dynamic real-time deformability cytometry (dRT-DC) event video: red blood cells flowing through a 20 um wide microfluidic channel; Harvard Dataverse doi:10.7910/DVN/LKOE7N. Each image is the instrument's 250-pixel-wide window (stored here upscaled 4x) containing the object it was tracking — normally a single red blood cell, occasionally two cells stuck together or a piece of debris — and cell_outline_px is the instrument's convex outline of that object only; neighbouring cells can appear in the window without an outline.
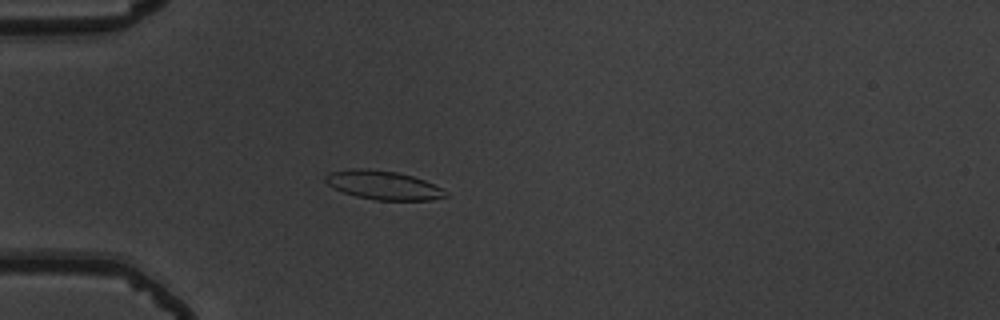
{"species": "common noctule bat (a hibernating species)", "species_latin": "Nyctalus noctula", "temperature_condition": "warm", "stored_images_in_passage": 56, "camera_frame_rate_fps": 3000, "um_per_image_px": 0.085, "animal": {"sex": "male", "body_mass_g": 19.5, "forearm_length_mm": 54.6}, "frame": {"image": 1, "passage_image": 18, "time_ms": 5.667, "image_size_px": [1000, 320], "cell_outline_px": [[448, 196], [428, 200], [376, 200], [356, 196], [344, 192], [328, 184], [324, 180], [324, 176], [328, 172], [352, 168], [360, 168], [396, 172], [412, 176], [424, 180], [448, 192]], "centroid_in_image_um": [32.55, 15.73], "position_along_channel_um": 52.4, "area_um2": 19.94}}
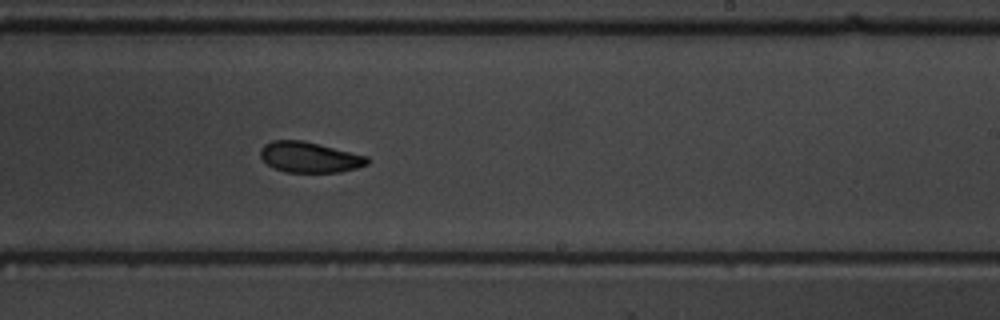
{"frame": {"image": 2, "passage_image": 36, "time_ms": 11.667, "image_size_px": [1000, 320], "cell_outline_px": [[368, 164], [356, 168], [340, 172], [284, 172], [268, 164], [260, 156], [260, 148], [264, 144], [272, 140], [304, 140], [368, 156]], "centroid_in_image_um": [26.31, 13.35], "position_along_channel_um": 262.7, "area_um2": 19.07}}
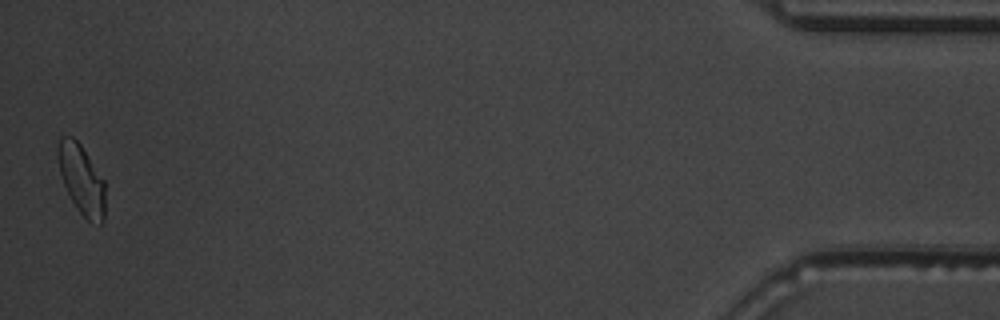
{"frame": {"image": 3, "passage_image": 56, "time_ms": 18.333, "image_size_px": [1000, 320], "cell_outline_px": [[104, 220], [100, 224], [88, 220], [76, 208], [64, 184], [60, 172], [56, 156], [56, 148], [60, 136], [72, 136], [80, 144], [104, 180]], "centroid_in_image_um": [6.9, 15.22], "position_along_channel_um": 428.3, "area_um2": 19.02}, "authors_computed_cell_mechanics": {"area_um2": 19.9121, "velocity_mm_per_s": 3.7402, "shape_relaxation_time_tau1_ms": 3.7739, "shape_relaxation_time_tau2_ms": 2.2245, "deformation_change_tau1": 0.1112, "deformation_change_tau2": 0.0662}}